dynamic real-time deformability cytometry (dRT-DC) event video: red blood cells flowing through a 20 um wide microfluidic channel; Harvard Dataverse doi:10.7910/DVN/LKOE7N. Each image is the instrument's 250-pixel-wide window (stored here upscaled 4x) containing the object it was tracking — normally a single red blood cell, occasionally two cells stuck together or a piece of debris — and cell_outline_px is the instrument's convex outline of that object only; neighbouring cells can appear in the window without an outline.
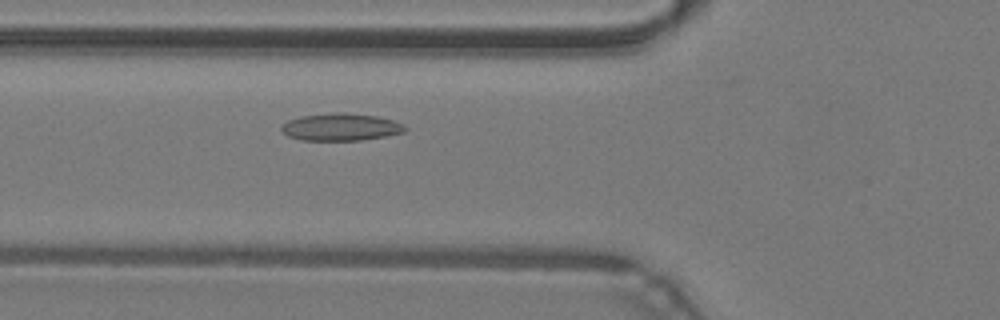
{"species": "common noctule bat (a hibernating species)", "species_latin": "Nyctalus noctula", "temperature_condition": "warm", "stored_images_in_passage": 35, "camera_frame_rate_fps": 3000, "um_per_image_px": 0.085, "animal": {"sex": "male", "body_mass_g": 19.2, "forearm_length_mm": 51.8}, "frame": {"image": 1, "passage_image": 5, "time_ms": 1.333, "image_size_px": [1000, 320], "cell_outline_px": [[408, 128], [404, 132], [384, 136], [360, 140], [300, 140], [288, 136], [280, 128], [288, 120], [300, 116], [336, 112], [348, 112], [376, 116], [392, 120], [404, 124]], "centroid_in_image_um": [28.98, 10.79], "position_along_channel_um": 96.8, "area_um2": 19.65}}
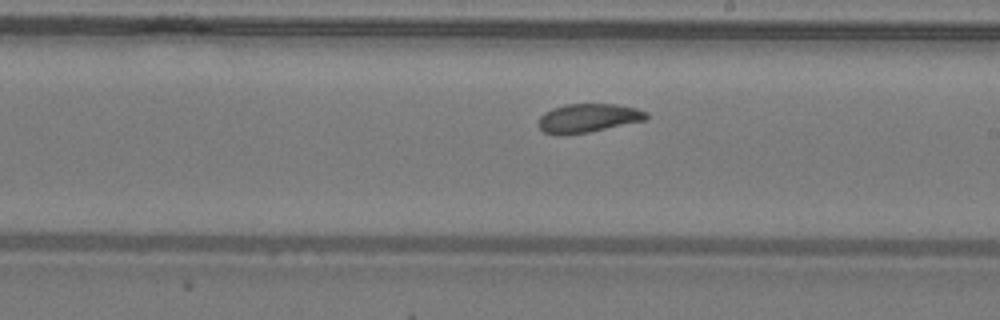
{"frame": {"image": 2, "passage_image": 15, "time_ms": 4.667, "image_size_px": [1000, 320], "cell_outline_px": [[648, 116], [644, 120], [588, 132], [564, 136], [556, 136], [544, 132], [540, 128], [540, 116], [544, 112], [552, 108], [564, 104], [620, 104], [636, 108], [648, 112]], "centroid_in_image_um": [49.96, 10.03], "position_along_channel_um": 239.0, "area_um2": 18.15}}
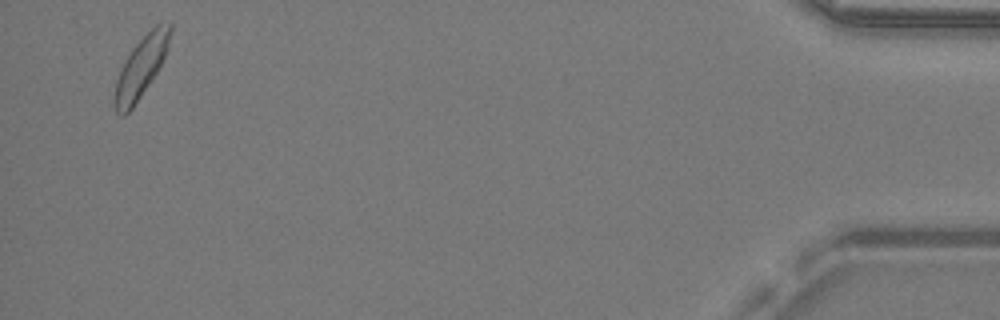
{"frame": {"image": 3, "passage_image": 34, "time_ms": 11.0, "image_size_px": [1000, 320], "cell_outline_px": [[172, 28], [168, 48], [156, 72], [132, 108], [124, 116], [120, 116], [116, 112], [112, 104], [116, 80], [124, 60], [132, 48], [156, 24], [172, 24]], "centroid_in_image_um": [11.94, 5.74], "position_along_channel_um": 423.3, "area_um2": 19.31}, "authors_computed_cell_mechanics": {"area_um2": 18.6116, "velocity_mm_per_s": 4.2523, "shape_relaxation_time_tau1_ms": 1.8916, "shape_relaxation_time_tau2_ms": 2.3278, "deformation_change_tau1": 0.084, "deformation_change_tau2": 0.086}}